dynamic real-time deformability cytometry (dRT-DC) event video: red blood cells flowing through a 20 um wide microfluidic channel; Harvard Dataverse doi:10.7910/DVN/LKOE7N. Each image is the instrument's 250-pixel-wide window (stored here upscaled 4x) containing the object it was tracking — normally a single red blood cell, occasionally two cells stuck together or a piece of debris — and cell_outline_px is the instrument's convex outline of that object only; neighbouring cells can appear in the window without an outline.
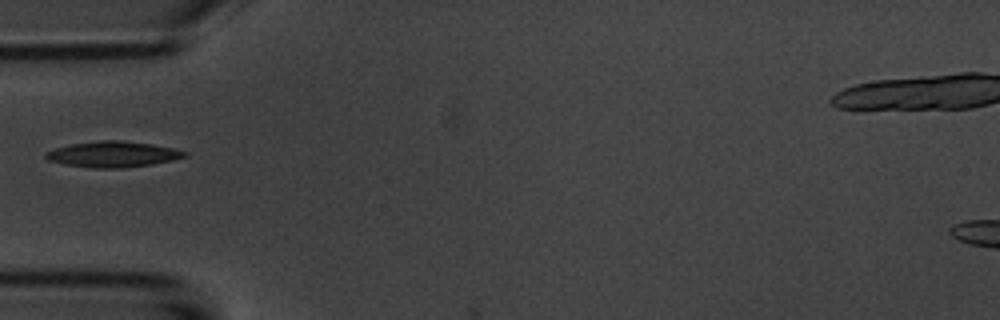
{"species": "common noctule bat (a hibernating species)", "species_latin": "Nyctalus noctula", "temperature_condition": "room temperature", "stored_images_in_passage": 3, "camera_frame_rate_fps": 3000, "um_per_image_px": 0.085, "animal": {"sex": "male", "body_mass_g": 20.1, "forearm_length_mm": 53.5}, "frame": {"image": 1, "passage_image": 1, "time_ms": 0.0, "image_size_px": [1000, 320], "cell_outline_px": [[188, 156], [172, 160], [152, 164], [120, 168], [92, 168], [64, 164], [48, 160], [44, 156], [44, 152], [56, 148], [72, 144], [100, 140], [120, 140], [152, 144], [172, 148], [188, 152]], "centroid_in_image_um": [9.59, 13.11], "position_along_channel_um": 75.4, "area_um2": 20.81}}